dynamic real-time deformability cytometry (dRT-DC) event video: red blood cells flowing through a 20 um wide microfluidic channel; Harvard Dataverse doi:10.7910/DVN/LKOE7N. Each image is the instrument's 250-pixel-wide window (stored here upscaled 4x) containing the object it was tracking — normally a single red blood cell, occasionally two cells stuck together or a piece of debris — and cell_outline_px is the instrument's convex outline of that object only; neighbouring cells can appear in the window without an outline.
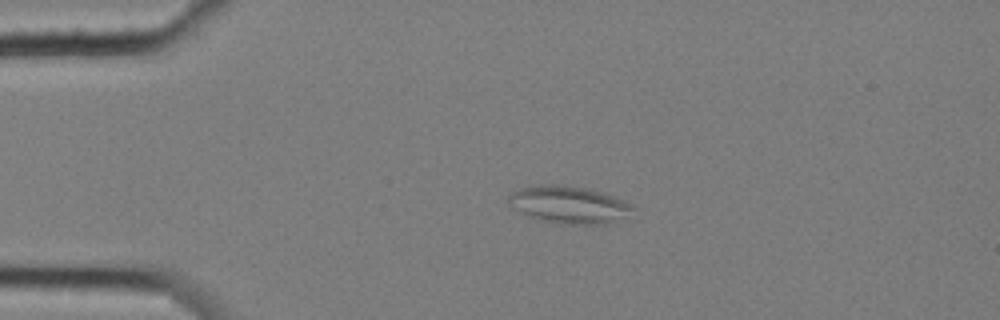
{"species": "common noctule bat (a hibernating species)", "species_latin": "Nyctalus noctula", "temperature_condition": "cold", "stored_images_in_passage": 1, "camera_frame_rate_fps": 3000, "um_per_image_px": 0.085, "animal": {"sex": "female", "body_mass_g": 25.1}, "frame": {"image": 1, "passage_image": 1, "time_ms": 0.0, "image_size_px": [1000, 320], "cell_outline_px": [[636, 208], [624, 216], [608, 224], [564, 224], [540, 220], [528, 216], [512, 208], [504, 200], [512, 192], [520, 188], [532, 184], [560, 184], [588, 188], [604, 192], [624, 200]], "centroid_in_image_um": [48.29, 17.37], "position_along_channel_um": 36.7, "area_um2": 27.46}}